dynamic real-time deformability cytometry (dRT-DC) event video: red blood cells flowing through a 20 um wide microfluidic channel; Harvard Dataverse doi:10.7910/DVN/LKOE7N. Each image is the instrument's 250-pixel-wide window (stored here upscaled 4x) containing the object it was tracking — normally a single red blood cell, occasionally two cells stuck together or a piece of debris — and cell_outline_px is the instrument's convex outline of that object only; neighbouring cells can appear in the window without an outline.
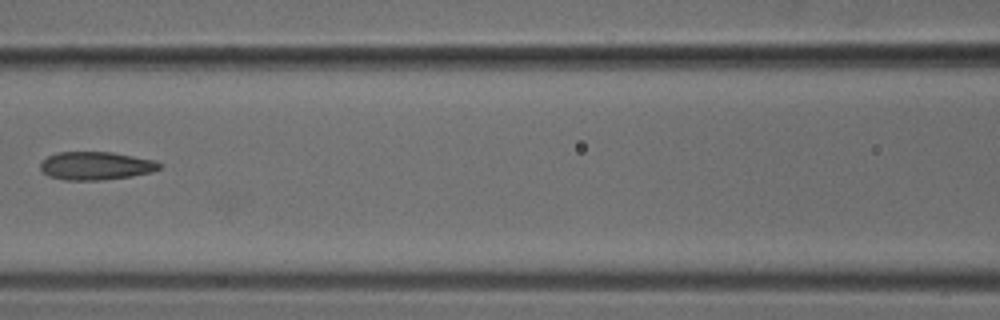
{"species": "common noctule bat (a hibernating species)", "species_latin": "Nyctalus noctula", "temperature_condition": "cold", "stored_images_in_passage": 7, "camera_frame_rate_fps": 3000, "um_per_image_px": 0.085, "animal": {"sex": "male", "body_mass_g": 18.8}, "frame": {"image": 1, "passage_image": 6, "time_ms": 1.667, "image_size_px": [1000, 320], "cell_outline_px": [[164, 164], [160, 168], [152, 172], [132, 176], [104, 180], [64, 180], [48, 176], [40, 168], [40, 160], [56, 152], [112, 152], [156, 160]], "centroid_in_image_um": [8.16, 14.09], "position_along_channel_um": 158.4, "area_um2": 19.83}}
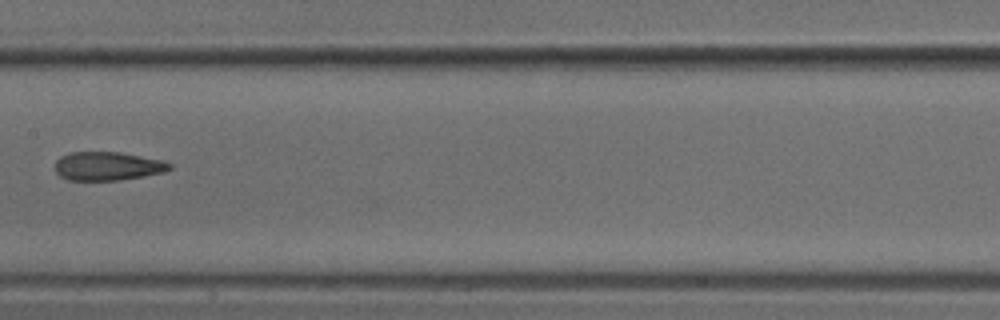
{"frame": {"image": 2, "passage_image": 7, "time_ms": 2.0, "image_size_px": [1000, 320], "cell_outline_px": [[172, 168], [164, 172], [144, 176], [120, 180], [68, 180], [60, 176], [56, 172], [56, 160], [60, 156], [72, 152], [120, 152], [164, 160], [172, 164]], "centroid_in_image_um": [9.17, 14.12], "position_along_channel_um": 198.2, "area_um2": 19.19}}